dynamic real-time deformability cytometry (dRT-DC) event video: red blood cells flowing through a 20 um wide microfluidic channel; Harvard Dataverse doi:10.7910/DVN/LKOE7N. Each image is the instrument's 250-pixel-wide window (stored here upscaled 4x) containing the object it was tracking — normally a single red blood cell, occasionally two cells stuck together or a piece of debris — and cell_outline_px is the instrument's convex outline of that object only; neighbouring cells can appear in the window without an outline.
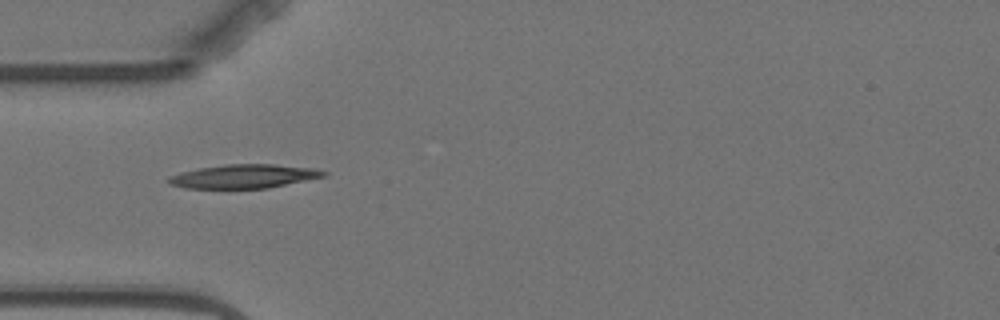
{"species": "Egyptian fruit bat (a non-hibernating species)", "species_latin": "Rousettus aegyptiacus", "temperature_condition": "warm", "stored_images_in_passage": 2, "camera_frame_rate_fps": 3000, "um_per_image_px": 0.085, "animal": {"sex": "female"}, "frame": {"image": 1, "passage_image": 1, "time_ms": 0.0, "image_size_px": [1000, 320], "cell_outline_px": [[328, 176], [268, 188], [184, 188], [168, 184], [164, 180], [168, 176], [180, 172], [200, 168], [224, 164], [272, 164], [316, 168], [328, 172]], "centroid_in_image_um": [20.72, 14.98], "position_along_channel_um": 64.3, "area_um2": 21.79}}
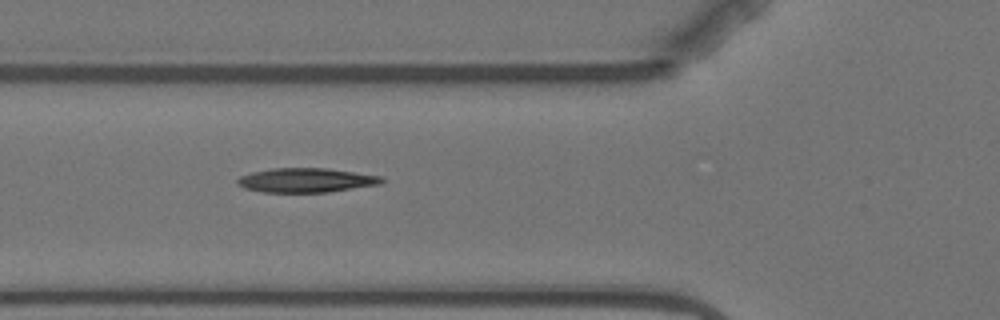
{"frame": {"image": 2, "passage_image": 2, "time_ms": 1.0, "image_size_px": [1000, 320], "cell_outline_px": [[384, 180], [380, 184], [328, 192], [264, 192], [244, 188], [236, 184], [236, 180], [240, 176], [252, 172], [272, 168], [328, 168], [380, 176]], "centroid_in_image_um": [25.98, 15.31], "position_along_channel_um": 99.8, "area_um2": 20.35}}